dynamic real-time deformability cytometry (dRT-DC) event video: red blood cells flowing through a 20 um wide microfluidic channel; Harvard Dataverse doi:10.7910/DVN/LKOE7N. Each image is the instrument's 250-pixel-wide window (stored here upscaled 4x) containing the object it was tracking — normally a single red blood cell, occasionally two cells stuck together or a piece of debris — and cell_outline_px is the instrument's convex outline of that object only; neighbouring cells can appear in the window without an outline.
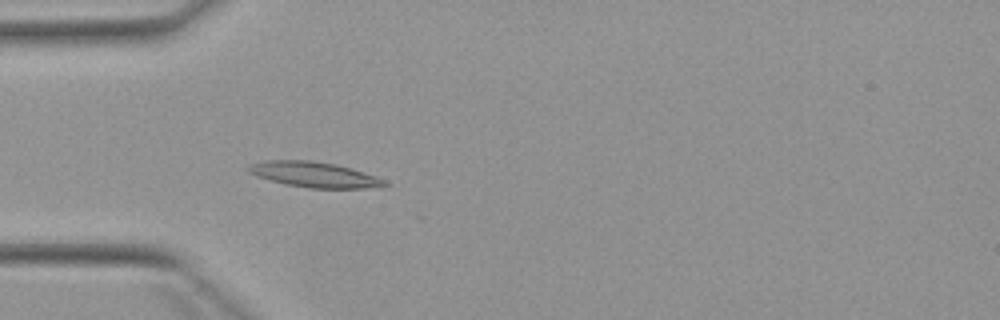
{"species": "Egyptian fruit bat (a non-hibernating species)", "species_latin": "Rousettus aegyptiacus", "temperature_condition": "warm", "stored_images_in_passage": 4, "camera_frame_rate_fps": 3000, "um_per_image_px": 0.085, "animal": {"sex": "female"}, "frame": {"image": 1, "passage_image": 4, "time_ms": 3.667, "image_size_px": [1000, 320], "cell_outline_px": [[392, 184], [380, 188], [308, 188], [284, 184], [256, 176], [248, 172], [244, 168], [248, 164], [264, 160], [312, 160], [336, 164], [352, 168], [376, 176]], "centroid_in_image_um": [26.71, 14.84], "position_along_channel_um": 58.3, "area_um2": 20.63}}